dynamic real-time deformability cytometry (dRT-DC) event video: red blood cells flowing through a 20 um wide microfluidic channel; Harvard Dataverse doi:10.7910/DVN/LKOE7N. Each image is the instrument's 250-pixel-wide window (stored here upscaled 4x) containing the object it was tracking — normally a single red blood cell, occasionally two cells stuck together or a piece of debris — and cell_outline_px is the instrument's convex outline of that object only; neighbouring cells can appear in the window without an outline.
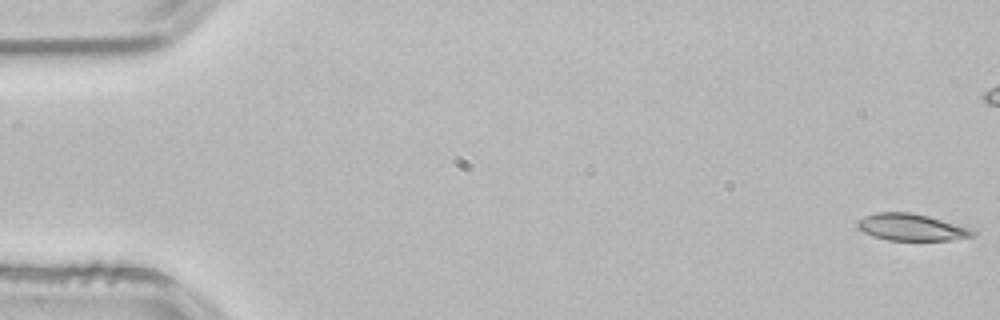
{"species": "common noctule bat (a hibernating species)", "species_latin": "Nyctalus noctula", "temperature_condition": "room temperature", "stored_images_in_passage": 3, "camera_frame_rate_fps": 3000, "um_per_image_px": 0.085, "animal": {"sex": "male", "body_mass_g": 21.5, "forearm_length_mm": 52.0}, "frame": {"image": 1, "passage_image": 1, "time_ms": 0.0, "image_size_px": [1000, 320], "cell_outline_px": [[976, 232], [972, 236], [948, 240], [888, 240], [872, 236], [856, 228], [856, 220], [864, 216], [876, 212], [908, 212], [928, 216], [968, 228]], "centroid_in_image_um": [77.36, 19.31], "position_along_channel_um": 7.6, "area_um2": 17.86}}